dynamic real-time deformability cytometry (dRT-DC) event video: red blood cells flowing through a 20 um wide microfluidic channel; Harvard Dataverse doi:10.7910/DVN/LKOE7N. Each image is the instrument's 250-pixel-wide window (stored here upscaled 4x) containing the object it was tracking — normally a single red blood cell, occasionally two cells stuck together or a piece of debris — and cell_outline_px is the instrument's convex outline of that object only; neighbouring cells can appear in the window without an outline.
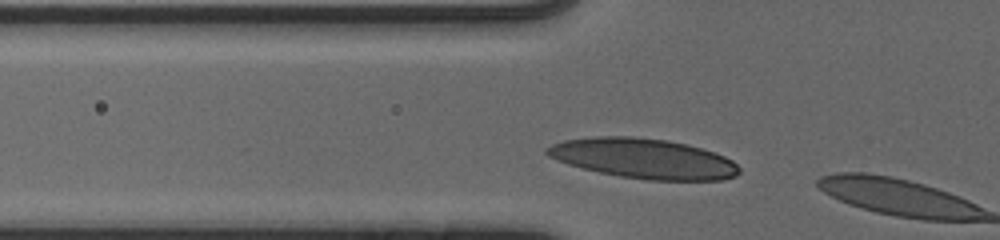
{"species": "human", "species_latin": "Homo sapiens", "temperature_condition": "cold", "stored_images_in_passage": 3, "camera_frame_rate_fps": 3000, "um_per_image_px": 0.085, "donor": {"sex": "male"}, "frame": {"image": 1, "passage_image": 2, "time_ms": 0.333, "image_size_px": [1000, 240], "cell_outline_px": [[740, 172], [736, 176], [724, 180], [648, 180], [620, 176], [600, 172], [568, 164], [548, 156], [544, 152], [544, 148], [552, 144], [564, 140], [596, 136], [632, 136], [668, 140], [716, 152], [732, 160], [740, 168]], "centroid_in_image_um": [54.71, 13.47], "position_along_channel_um": 71.1, "area_um2": 44.8}}